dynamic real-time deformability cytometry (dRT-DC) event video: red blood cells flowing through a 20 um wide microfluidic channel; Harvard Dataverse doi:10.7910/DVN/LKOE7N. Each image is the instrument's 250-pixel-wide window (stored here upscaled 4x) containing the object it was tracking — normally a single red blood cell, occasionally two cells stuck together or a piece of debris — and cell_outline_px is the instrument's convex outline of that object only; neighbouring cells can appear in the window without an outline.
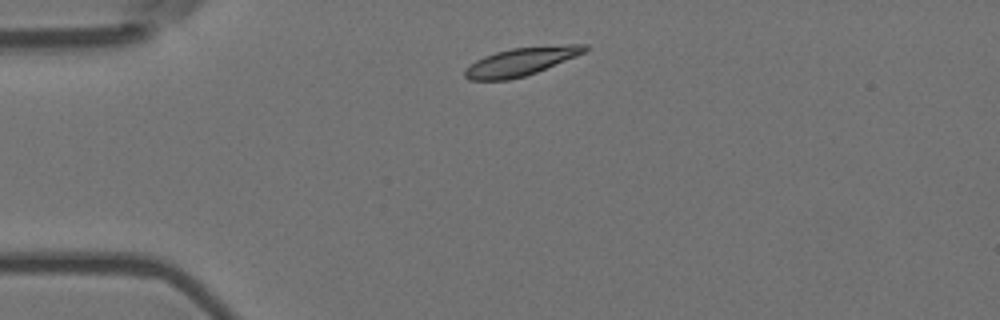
{"species": "Egyptian fruit bat (a non-hibernating species)", "species_latin": "Rousettus aegyptiacus", "temperature_condition": "room temperature", "stored_images_in_passage": 2, "camera_frame_rate_fps": 3000, "um_per_image_px": 0.085, "animal": {"sex": "female"}, "frame": {"image": 1, "passage_image": 1, "time_ms": 0.0, "image_size_px": [1000, 320], "cell_outline_px": [[588, 48], [584, 52], [576, 56], [536, 72], [524, 76], [508, 80], [468, 80], [464, 76], [464, 68], [476, 60], [484, 56], [496, 52], [512, 48], [568, 44], [588, 44]], "centroid_in_image_um": [44.25, 5.23], "position_along_channel_um": 40.8, "area_um2": 19.54}}